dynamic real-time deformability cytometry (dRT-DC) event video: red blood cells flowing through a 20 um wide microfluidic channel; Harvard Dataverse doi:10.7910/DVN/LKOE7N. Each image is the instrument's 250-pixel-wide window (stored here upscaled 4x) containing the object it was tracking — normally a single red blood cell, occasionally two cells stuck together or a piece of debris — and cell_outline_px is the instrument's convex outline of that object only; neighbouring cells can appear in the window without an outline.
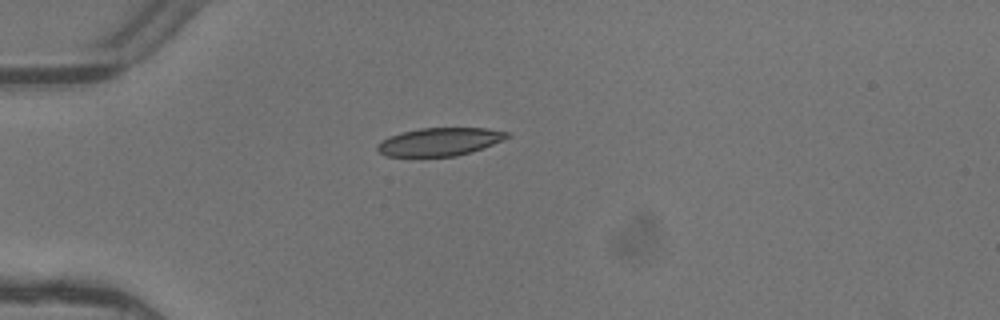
{"species": "common noctule bat (a hibernating species)", "species_latin": "Nyctalus noctula", "temperature_condition": "warm", "stored_images_in_passage": 4, "camera_frame_rate_fps": 3000, "um_per_image_px": 0.085, "animal": {"sex": "female"}, "frame": {"image": 1, "passage_image": 4, "time_ms": 1.0, "image_size_px": [1000, 320], "cell_outline_px": [[512, 136], [504, 140], [472, 152], [456, 156], [384, 156], [376, 148], [376, 144], [380, 140], [388, 136], [400, 132], [420, 128], [488, 128], [508, 132]], "centroid_in_image_um": [37.36, 12.04], "position_along_channel_um": 47.6, "area_um2": 21.44}}